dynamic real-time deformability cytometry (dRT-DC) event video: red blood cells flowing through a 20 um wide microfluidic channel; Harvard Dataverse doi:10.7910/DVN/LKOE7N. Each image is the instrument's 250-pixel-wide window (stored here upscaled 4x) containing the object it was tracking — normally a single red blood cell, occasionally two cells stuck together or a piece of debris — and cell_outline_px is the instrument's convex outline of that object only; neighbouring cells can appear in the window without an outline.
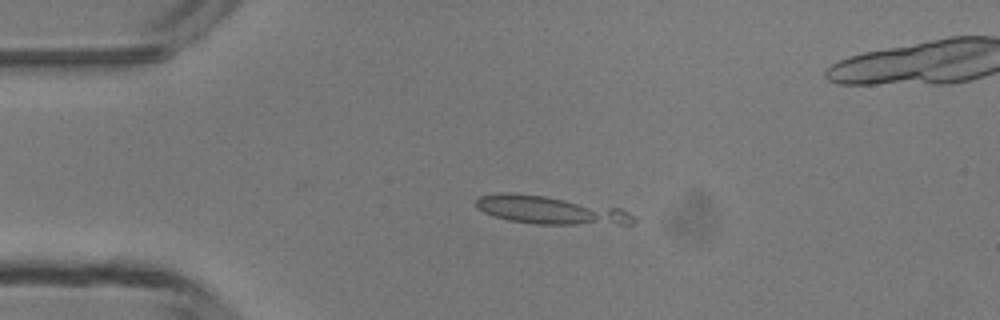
{"species": "common noctule bat (a hibernating species)", "species_latin": "Nyctalus noctula", "temperature_condition": "room temperature", "stored_images_in_passage": 5, "camera_frame_rate_fps": 3000, "um_per_image_px": 0.085, "animal": {"sex": "male", "body_mass_g": 13.3}, "frame": {"image": 1, "passage_image": 3, "time_ms": 2.333, "image_size_px": [1000, 320], "cell_outline_px": [[636, 220], [632, 224], [536, 224], [508, 220], [484, 212], [476, 208], [476, 200], [480, 196], [500, 192], [512, 192], [544, 196], [620, 208], [628, 212]], "centroid_in_image_um": [46.73, 17.86], "position_along_channel_um": 38.3, "area_um2": 25.49}}